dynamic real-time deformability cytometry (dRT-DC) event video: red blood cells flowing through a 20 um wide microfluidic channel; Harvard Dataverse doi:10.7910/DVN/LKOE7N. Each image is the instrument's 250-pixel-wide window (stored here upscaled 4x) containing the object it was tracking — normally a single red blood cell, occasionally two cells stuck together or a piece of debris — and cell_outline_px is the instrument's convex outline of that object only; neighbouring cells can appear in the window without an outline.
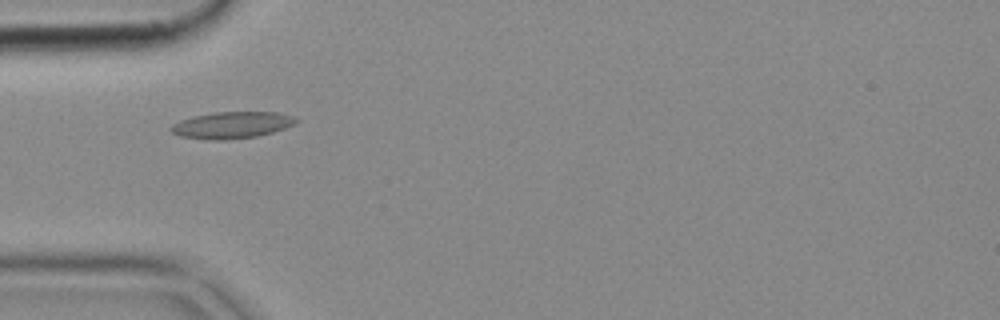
{"species": "common noctule bat (a hibernating species)", "species_latin": "Nyctalus noctula", "temperature_condition": "cold", "stored_images_in_passage": 51, "camera_frame_rate_fps": 3000, "um_per_image_px": 0.085, "animal": {"sex": "female", "body_mass_g": 18.4}, "frame": {"image": 1, "passage_image": 15, "time_ms": 4.667, "image_size_px": [1000, 320], "cell_outline_px": [[300, 120], [296, 124], [272, 132], [256, 136], [224, 140], [212, 140], [180, 136], [172, 132], [168, 128], [172, 124], [180, 120], [192, 116], [212, 112], [280, 112], [296, 116]], "centroid_in_image_um": [19.73, 10.61], "position_along_channel_um": 65.3, "area_um2": 19.65}}
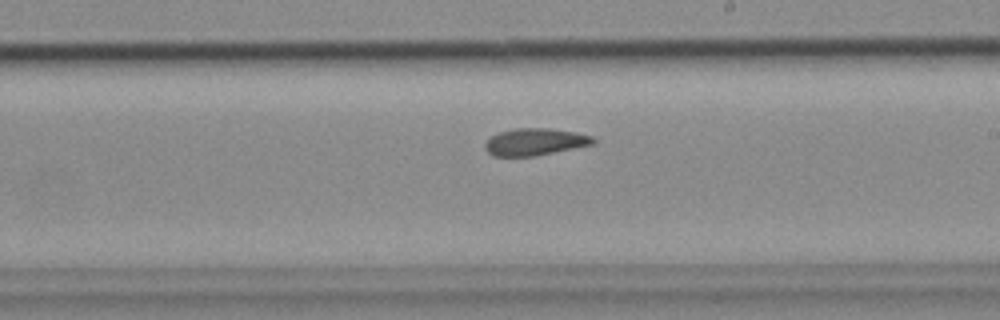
{"frame": {"image": 2, "passage_image": 29, "time_ms": 9.333, "image_size_px": [1000, 320], "cell_outline_px": [[596, 144], [536, 156], [492, 156], [484, 148], [484, 144], [492, 136], [500, 132], [516, 128], [548, 128], [576, 132], [592, 136], [596, 140]], "centroid_in_image_um": [45.51, 12.06], "position_along_channel_um": 243.5, "area_um2": 17.17}}
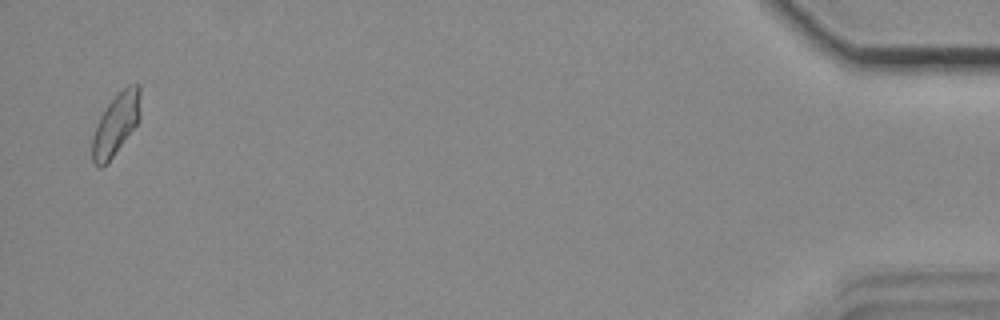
{"frame": {"image": 3, "passage_image": 50, "time_ms": 16.333, "image_size_px": [1000, 320], "cell_outline_px": [[140, 120], [108, 164], [100, 168], [96, 168], [92, 160], [92, 136], [96, 124], [100, 116], [108, 104], [128, 84], [140, 84]], "centroid_in_image_um": [9.85, 10.61], "position_along_channel_um": 425.4, "area_um2": 17.57}}